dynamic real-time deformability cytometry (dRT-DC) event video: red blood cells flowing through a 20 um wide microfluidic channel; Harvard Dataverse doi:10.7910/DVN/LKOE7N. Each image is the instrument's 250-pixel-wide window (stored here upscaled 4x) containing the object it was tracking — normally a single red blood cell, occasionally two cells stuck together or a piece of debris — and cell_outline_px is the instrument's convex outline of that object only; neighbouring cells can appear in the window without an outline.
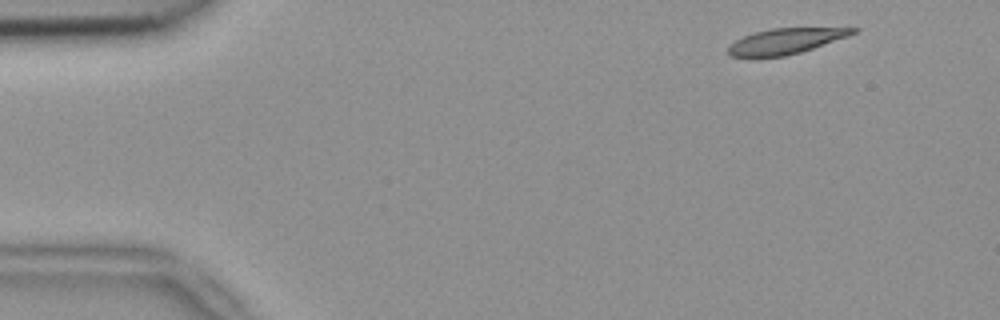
{"species": "common noctule bat (a hibernating species)", "species_latin": "Nyctalus noctula", "temperature_condition": "room temperature", "stored_images_in_passage": 51, "camera_frame_rate_fps": 3000, "um_per_image_px": 0.085, "animal": {"sex": "female", "body_mass_g": 18.4}, "frame": {"image": 1, "passage_image": 3, "time_ms": 0.667, "image_size_px": [1000, 320], "cell_outline_px": [[860, 28], [856, 32], [848, 36], [800, 52], [784, 56], [732, 56], [728, 52], [728, 48], [736, 40], [744, 36], [756, 32], [772, 28]], "centroid_in_image_um": [66.8, 3.48], "position_along_channel_um": 18.2, "area_um2": 17.98}}
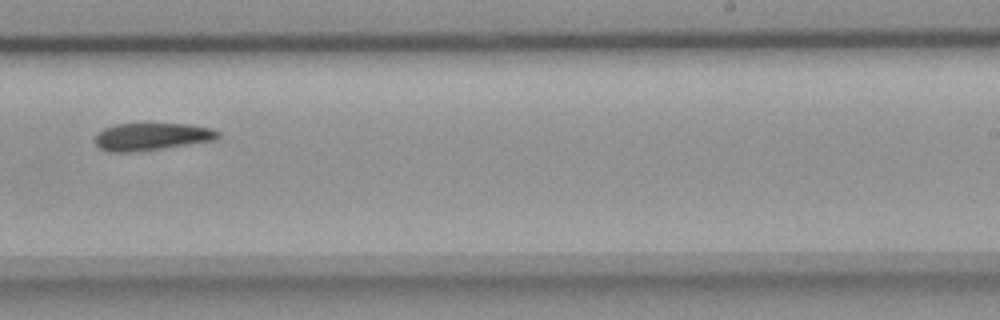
{"frame": {"image": 2, "passage_image": 31, "time_ms": 10.0, "image_size_px": [1000, 320], "cell_outline_px": [[220, 136], [216, 140], [192, 144], [136, 152], [108, 152], [100, 148], [92, 140], [96, 132], [104, 128], [116, 124], [192, 124], [212, 128], [220, 132]], "centroid_in_image_um": [12.88, 11.62], "position_along_channel_um": 276.1, "area_um2": 20.06}}
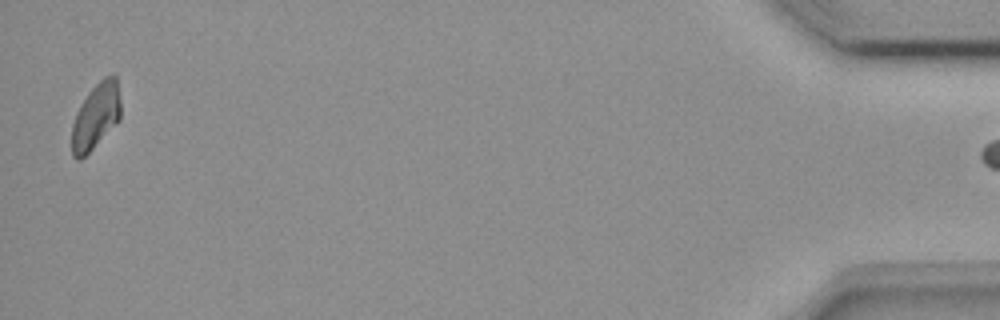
{"frame": {"image": 3, "passage_image": 50, "time_ms": 16.333, "image_size_px": [1000, 320], "cell_outline_px": [[120, 120], [80, 160], [76, 160], [72, 156], [72, 124], [76, 112], [80, 104], [88, 92], [104, 76], [112, 72], [116, 76], [120, 100]], "centroid_in_image_um": [8.14, 9.84], "position_along_channel_um": 427.1, "area_um2": 18.79}}